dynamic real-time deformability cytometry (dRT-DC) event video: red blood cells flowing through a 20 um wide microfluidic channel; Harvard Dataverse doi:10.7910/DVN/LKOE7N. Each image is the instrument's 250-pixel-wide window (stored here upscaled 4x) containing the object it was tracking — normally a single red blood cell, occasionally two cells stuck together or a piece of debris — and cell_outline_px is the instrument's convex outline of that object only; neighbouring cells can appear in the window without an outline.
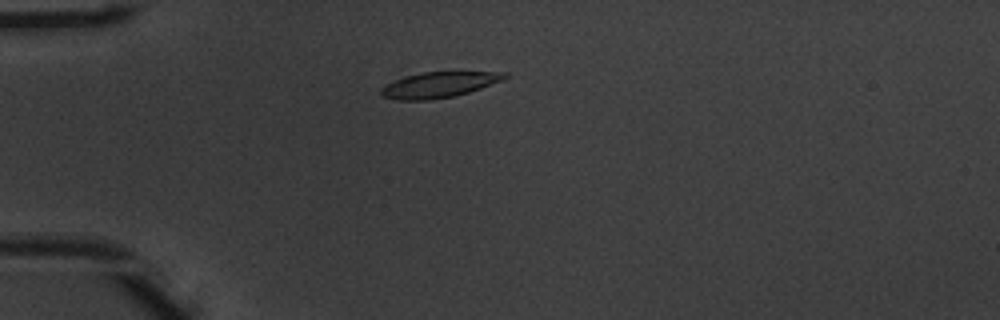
{"species": "common noctule bat (a hibernating species)", "species_latin": "Nyctalus noctula", "temperature_condition": "warm", "stored_images_in_passage": 48, "camera_frame_rate_fps": 3000, "um_per_image_px": 0.085, "animal": {"sex": "male", "body_mass_g": 20.1, "forearm_length_mm": 53.5}, "frame": {"image": 1, "passage_image": 10, "time_ms": 3.0, "image_size_px": [1000, 320], "cell_outline_px": [[508, 76], [500, 80], [480, 88], [468, 92], [452, 96], [432, 100], [400, 100], [380, 96], [380, 88], [404, 76], [424, 72], [508, 72]], "centroid_in_image_um": [37.26, 7.21], "position_along_channel_um": 47.7, "area_um2": 18.15}}
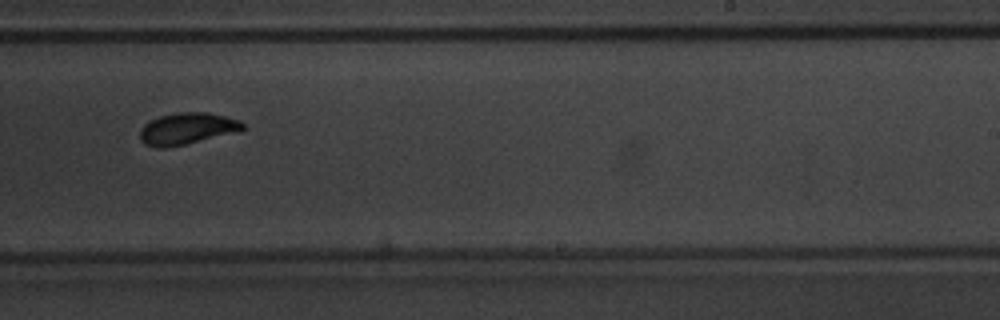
{"frame": {"image": 2, "passage_image": 29, "time_ms": 9.333, "image_size_px": [1000, 320], "cell_outline_px": [[244, 128], [236, 132], [184, 144], [164, 148], [156, 148], [144, 144], [140, 140], [140, 128], [148, 120], [160, 116], [176, 112], [208, 112], [240, 120], [244, 124]], "centroid_in_image_um": [15.85, 10.92], "position_along_channel_um": 273.2, "area_um2": 18.96}}
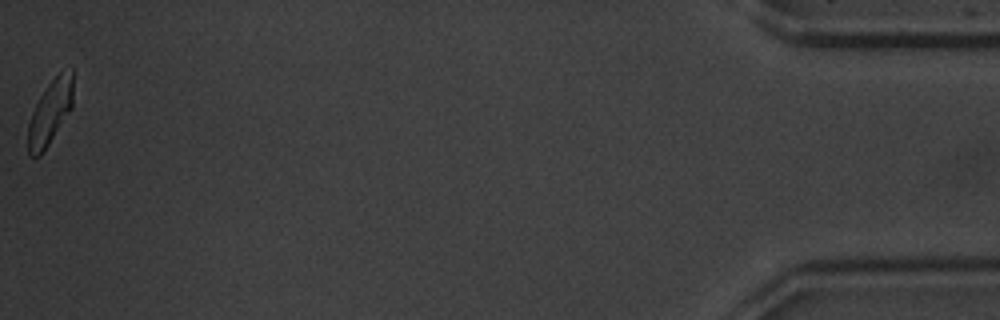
{"frame": {"image": 3, "passage_image": 48, "time_ms": 15.667, "image_size_px": [1000, 320], "cell_outline_px": [[72, 108], [40, 156], [32, 156], [28, 152], [28, 124], [32, 112], [40, 96], [48, 84], [60, 72], [72, 68]], "centroid_in_image_um": [4.25, 9.55], "position_along_channel_um": 430.9, "area_um2": 16.53}, "authors_computed_cell_mechanics": {"area_um2": 18.4382, "velocity_mm_per_s": 3.8959, "shape_relaxation_time_tau1_ms": 2.2248, "shape_relaxation_time_tau2_ms": 1.3526, "deformation_change_tau1": 0.1352, "deformation_change_tau2": 0.0582}}